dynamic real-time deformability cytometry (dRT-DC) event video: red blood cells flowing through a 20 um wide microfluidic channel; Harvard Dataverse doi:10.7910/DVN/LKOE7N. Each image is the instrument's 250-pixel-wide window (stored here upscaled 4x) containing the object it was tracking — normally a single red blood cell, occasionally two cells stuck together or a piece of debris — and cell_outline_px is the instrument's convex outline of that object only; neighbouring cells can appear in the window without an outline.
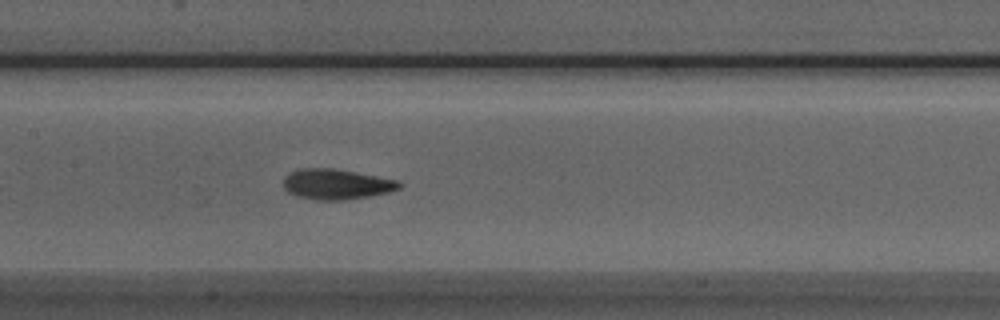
{"species": "Egyptian fruit bat (a non-hibernating species)", "species_latin": "Rousettus aegyptiacus", "temperature_condition": "room temperature", "stored_images_in_passage": 37, "camera_frame_rate_fps": 3000, "um_per_image_px": 0.085, "animal": {"sex": "male"}, "frame": {"image": 1, "passage_image": 9, "time_ms": 2.667, "image_size_px": [1000, 320], "cell_outline_px": [[404, 184], [400, 188], [388, 192], [368, 196], [344, 200], [316, 200], [296, 196], [288, 192], [284, 188], [284, 176], [288, 172], [300, 168], [332, 168], [376, 176], [396, 180]], "centroid_in_image_um": [28.55, 15.65], "position_along_channel_um": 178.9, "area_um2": 20.46}}
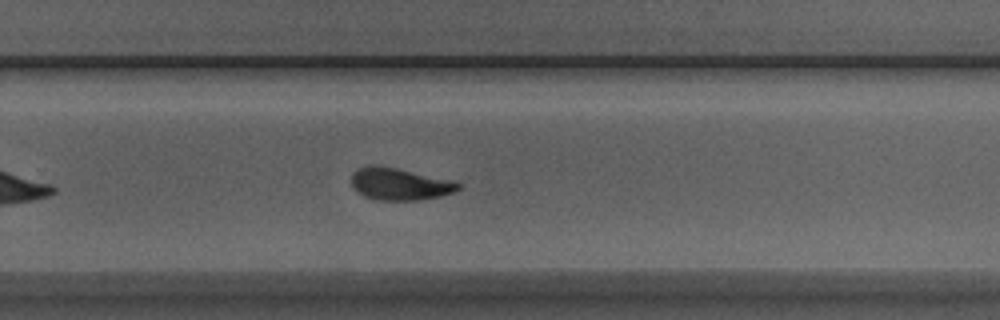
{"frame": {"image": 2, "passage_image": 18, "time_ms": 5.667, "image_size_px": [1000, 320], "cell_outline_px": [[460, 188], [452, 192], [440, 196], [420, 200], [376, 200], [364, 196], [352, 184], [352, 172], [360, 168], [372, 164], [396, 168], [452, 180], [460, 184]], "centroid_in_image_um": [33.97, 15.64], "position_along_channel_um": 295.8, "area_um2": 19.71}}
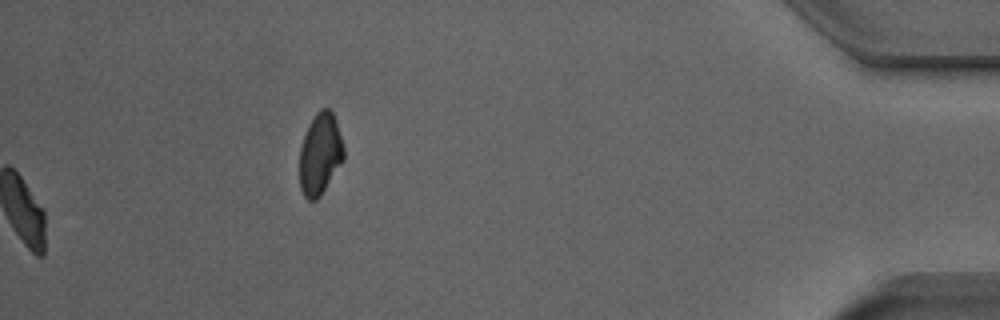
{"frame": {"image": 3, "passage_image": 37, "time_ms": 12.0, "image_size_px": [1000, 320], "cell_outline_px": [[344, 160], [320, 196], [316, 200], [308, 200], [304, 196], [300, 188], [300, 148], [308, 124], [316, 112], [320, 108], [328, 108], [332, 112], [336, 120], [344, 148]], "centroid_in_image_um": [27.21, 13.08], "position_along_channel_um": 408.0, "area_um2": 21.04}}